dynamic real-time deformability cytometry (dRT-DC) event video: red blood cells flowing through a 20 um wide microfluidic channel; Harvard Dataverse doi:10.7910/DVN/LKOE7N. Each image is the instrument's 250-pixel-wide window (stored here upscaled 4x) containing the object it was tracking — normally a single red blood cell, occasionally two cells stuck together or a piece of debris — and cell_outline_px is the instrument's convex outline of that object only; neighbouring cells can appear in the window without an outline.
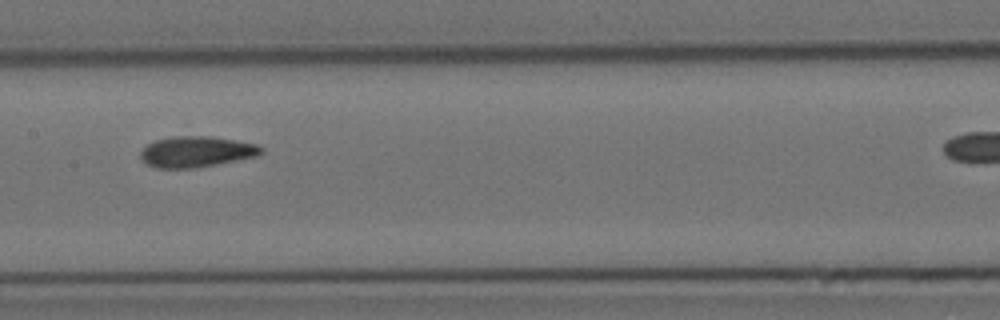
{"species": "Egyptian fruit bat (a non-hibernating species)", "species_latin": "Rousettus aegyptiacus", "temperature_condition": "cold", "stored_images_in_passage": 11, "camera_frame_rate_fps": 3000, "um_per_image_px": 0.085, "animal": {"sex": "female"}, "frame": {"image": 1, "passage_image": 4, "time_ms": 3.667, "image_size_px": [1000, 320], "cell_outline_px": [[264, 152], [260, 156], [216, 164], [192, 168], [160, 168], [148, 164], [140, 156], [140, 152], [148, 144], [156, 140], [172, 136], [208, 136], [256, 144], [264, 148]], "centroid_in_image_um": [16.73, 12.89], "position_along_channel_um": 190.7, "area_um2": 21.5}}
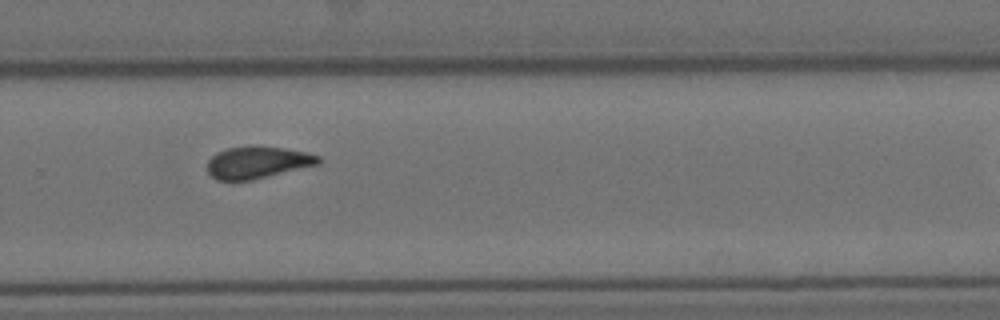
{"frame": {"image": 2, "passage_image": 7, "time_ms": 7.0, "image_size_px": [1000, 320], "cell_outline_px": [[320, 164], [252, 180], [216, 180], [208, 172], [208, 160], [216, 152], [228, 148], [256, 144], [284, 148], [304, 152], [320, 156]], "centroid_in_image_um": [21.88, 13.79], "position_along_channel_um": 307.9, "area_um2": 20.92}}
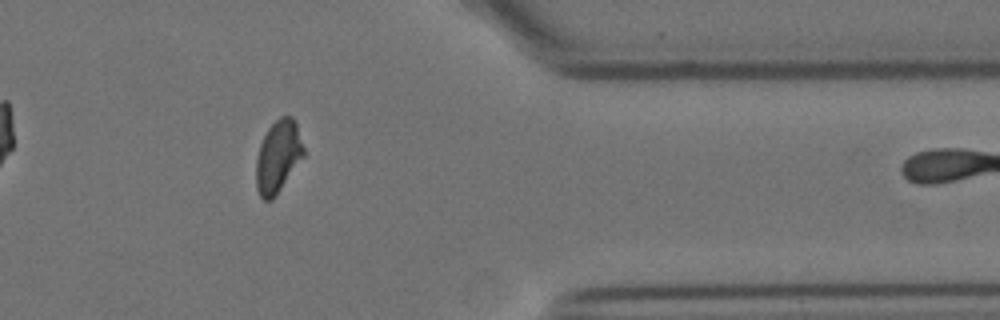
{"frame": {"image": 3, "passage_image": 10, "time_ms": 11.667, "image_size_px": [1000, 320], "cell_outline_px": [[304, 156], [272, 200], [264, 200], [260, 196], [256, 188], [256, 160], [260, 144], [268, 128], [280, 116], [292, 116], [296, 120], [304, 148]], "centroid_in_image_um": [23.64, 13.28], "position_along_channel_um": 387.8, "area_um2": 19.94}, "authors_computed_cell_mechanics": {"area_um2": 21.5016, "velocity_mm_per_s": 3.5209, "shape_relaxation_time_tau1_ms": 7.2007, "shape_relaxation_time_tau2_ms": 1.7732, "deformation_change_tau1": 0.1372, "deformation_change_tau2": 0.0551}}